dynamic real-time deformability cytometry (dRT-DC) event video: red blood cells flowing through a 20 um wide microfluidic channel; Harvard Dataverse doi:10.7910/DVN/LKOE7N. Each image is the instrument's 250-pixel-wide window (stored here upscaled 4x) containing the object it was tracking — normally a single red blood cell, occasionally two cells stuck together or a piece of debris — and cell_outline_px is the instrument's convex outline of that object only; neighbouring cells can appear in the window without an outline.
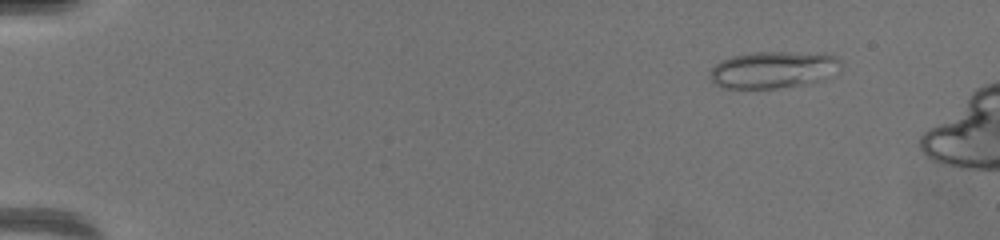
{"species": "common noctule bat (a hibernating species)", "species_latin": "Nyctalus noctula", "temperature_condition": "warm", "stored_images_in_passage": 14, "camera_frame_rate_fps": 3000, "um_per_image_px": 0.085, "animal": {"sex": "female", "body_mass_g": 19.5, "forearm_length_mm": 54.1}, "frame": {"image": 1, "passage_image": 8, "time_ms": 2.333, "image_size_px": [1000, 240], "cell_outline_px": [[840, 64], [804, 84], [776, 88], [720, 88], [712, 80], [712, 68], [720, 60], [732, 56], [756, 52], [788, 52], [832, 56], [840, 60]], "centroid_in_image_um": [65.5, 5.92], "position_along_channel_um": 19.5, "area_um2": 26.47}}